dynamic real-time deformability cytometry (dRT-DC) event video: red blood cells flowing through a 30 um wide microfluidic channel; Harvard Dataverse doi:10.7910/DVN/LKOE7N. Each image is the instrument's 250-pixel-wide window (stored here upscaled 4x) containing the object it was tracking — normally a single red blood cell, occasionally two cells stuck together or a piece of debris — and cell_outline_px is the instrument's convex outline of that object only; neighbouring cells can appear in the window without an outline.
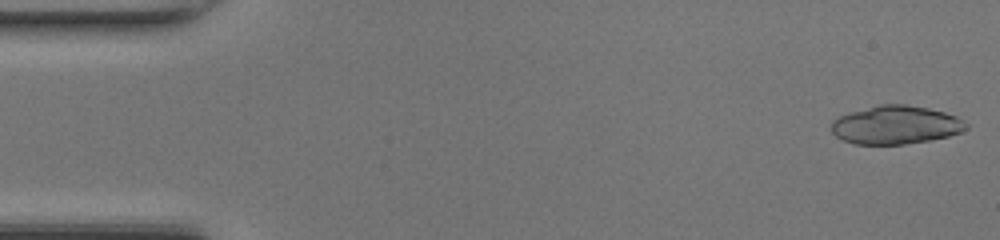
{"species": "common noctule bat (a hibernating species)", "species_latin": "Nyctalus noctula", "temperature_condition": "room temperature", "stored_images_in_passage": 21, "camera_frame_rate_fps": 3000, "um_per_image_px": 0.085, "animal": {"sex": "female", "body_mass_g": 17.0, "forearm_length_mm": 48.0}, "frame": {"image": 1, "passage_image": 1, "time_ms": 0.0, "image_size_px": [1000, 240], "cell_outline_px": [[968, 128], [960, 132], [948, 136], [928, 140], [904, 144], [852, 144], [836, 136], [832, 132], [832, 120], [848, 112], [880, 104], [904, 104], [928, 108], [944, 112], [956, 116], [964, 120], [968, 124]], "centroid_in_image_um": [76.13, 10.61], "position_along_channel_um": 8.9, "area_um2": 30.11}}
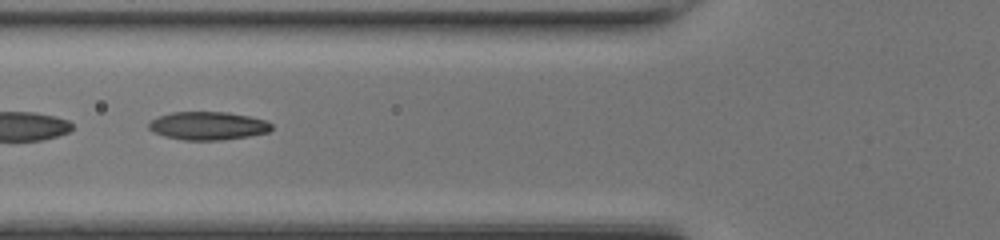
{"frame": {"image": 2, "passage_image": 18, "time_ms": 5.667, "image_size_px": [1000, 240], "cell_outline_px": [[272, 128], [268, 132], [248, 136], [224, 140], [184, 140], [164, 136], [148, 128], [148, 124], [152, 120], [160, 116], [172, 112], [228, 112], [268, 120], [272, 124]], "centroid_in_image_um": [17.71, 10.69], "position_along_channel_um": 108.1, "area_um2": 20.11}}